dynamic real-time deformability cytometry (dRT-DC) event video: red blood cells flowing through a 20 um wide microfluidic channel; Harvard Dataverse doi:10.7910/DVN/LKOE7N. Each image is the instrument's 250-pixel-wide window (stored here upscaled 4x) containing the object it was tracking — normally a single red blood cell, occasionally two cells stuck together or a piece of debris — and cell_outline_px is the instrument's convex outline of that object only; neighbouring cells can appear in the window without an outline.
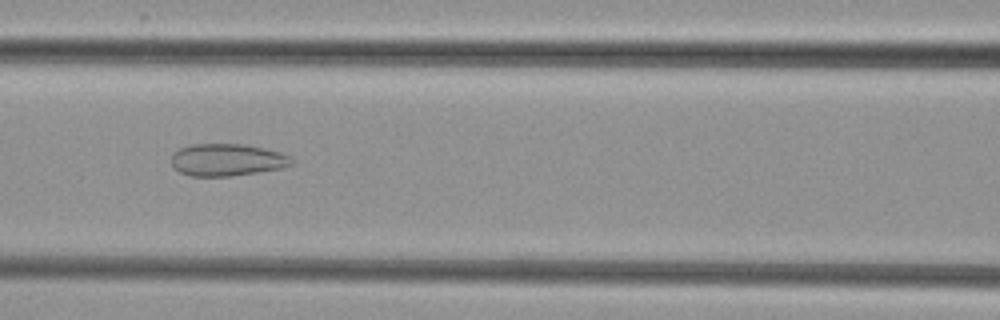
{"species": "common noctule bat (a hibernating species)", "species_latin": "Nyctalus noctula", "temperature_condition": "cold", "stored_images_in_passage": 5, "camera_frame_rate_fps": 3000, "um_per_image_px": 0.085, "animal": {"sex": "female", "body_mass_g": 29.2, "forearm_length_mm": 56.3}, "frame": {"image": 1, "passage_image": 4, "time_ms": 3.333, "image_size_px": [1000, 320], "cell_outline_px": [[296, 164], [284, 168], [260, 172], [228, 176], [192, 176], [180, 172], [172, 164], [172, 152], [180, 148], [192, 144], [244, 144], [264, 148], [280, 152], [292, 156], [296, 160]], "centroid_in_image_um": [19.39, 13.58], "position_along_channel_um": 147.2, "area_um2": 22.89}}
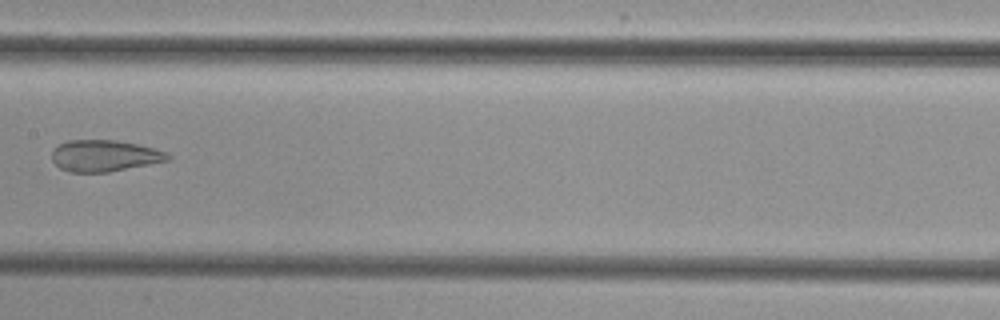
{"frame": {"image": 2, "passage_image": 5, "time_ms": 4.667, "image_size_px": [1000, 320], "cell_outline_px": [[172, 156], [168, 160], [108, 172], [68, 172], [60, 168], [52, 160], [52, 148], [68, 140], [116, 140], [136, 144], [168, 152]], "centroid_in_image_um": [8.85, 13.23], "position_along_channel_um": 198.6, "area_um2": 21.15}}